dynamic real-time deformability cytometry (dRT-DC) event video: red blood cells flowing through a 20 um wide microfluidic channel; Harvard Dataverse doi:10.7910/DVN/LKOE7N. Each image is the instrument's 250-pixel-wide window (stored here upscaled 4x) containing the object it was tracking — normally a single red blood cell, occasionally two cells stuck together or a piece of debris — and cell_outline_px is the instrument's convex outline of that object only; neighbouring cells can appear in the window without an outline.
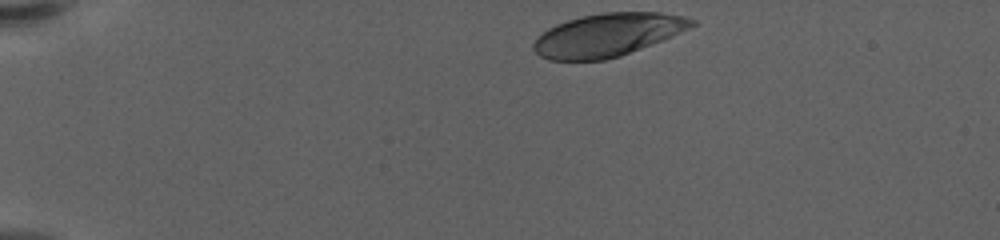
{"species": "human", "species_latin": "Homo sapiens", "temperature_condition": "warm", "stored_images_in_passage": 41, "camera_frame_rate_fps": 3000, "um_per_image_px": 0.085, "donor": {"sex": "female"}, "frame": {"image": 1, "passage_image": 1, "time_ms": 0.0, "image_size_px": [1000, 240], "cell_outline_px": [[696, 24], [672, 36], [620, 56], [604, 60], [548, 60], [540, 56], [532, 48], [532, 44], [548, 28], [556, 24], [580, 16], [604, 12], [660, 12], [684, 16], [696, 20]], "centroid_in_image_um": [51.65, 2.96], "position_along_channel_um": 33.4, "area_um2": 39.42}}
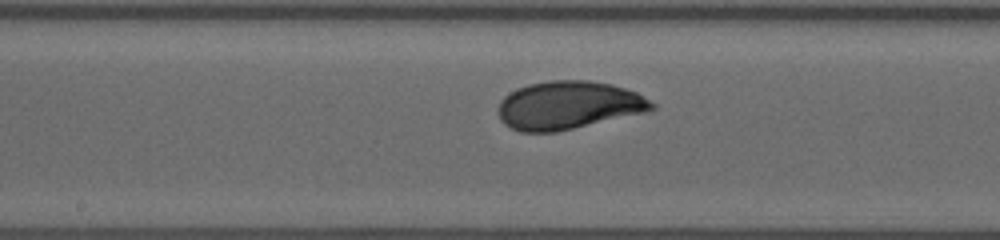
{"frame": {"image": 2, "passage_image": 22, "time_ms": 7.0, "image_size_px": [1000, 240], "cell_outline_px": [[656, 108], [644, 112], [556, 132], [520, 132], [504, 124], [500, 120], [496, 108], [500, 100], [504, 96], [516, 88], [528, 84], [552, 80], [588, 80], [612, 84], [636, 92], [656, 104]], "centroid_in_image_um": [48.26, 8.94], "position_along_channel_um": 199.9, "area_um2": 43.12}}
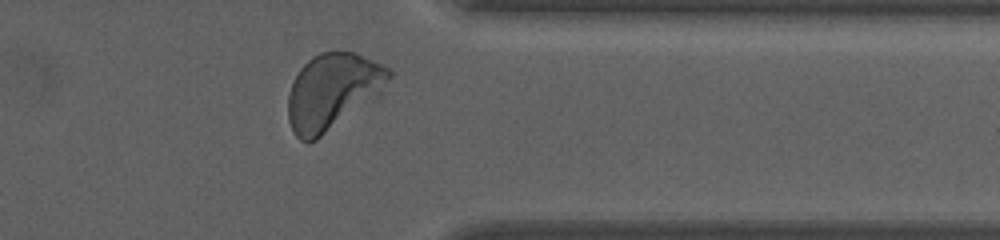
{"frame": {"image": 3, "passage_image": 38, "time_ms": 12.333, "image_size_px": [1000, 240], "cell_outline_px": [[392, 76], [380, 96], [316, 140], [308, 144], [300, 140], [292, 132], [288, 120], [288, 96], [292, 84], [300, 68], [312, 56], [320, 52], [356, 52], [388, 68], [392, 72]], "centroid_in_image_um": [28.28, 7.8], "position_along_channel_um": 383.1, "area_um2": 45.03}, "authors_computed_cell_mechanics": {"area_um2": 41.9628, "velocity_mm_per_s": 3.5146, "shape_relaxation_time_tau1_ms": 3.8143, "shape_relaxation_time_tau2_ms": 0.7826, "deformation_change_tau1": 0.177, "deformation_change_tau2": 0.039}}